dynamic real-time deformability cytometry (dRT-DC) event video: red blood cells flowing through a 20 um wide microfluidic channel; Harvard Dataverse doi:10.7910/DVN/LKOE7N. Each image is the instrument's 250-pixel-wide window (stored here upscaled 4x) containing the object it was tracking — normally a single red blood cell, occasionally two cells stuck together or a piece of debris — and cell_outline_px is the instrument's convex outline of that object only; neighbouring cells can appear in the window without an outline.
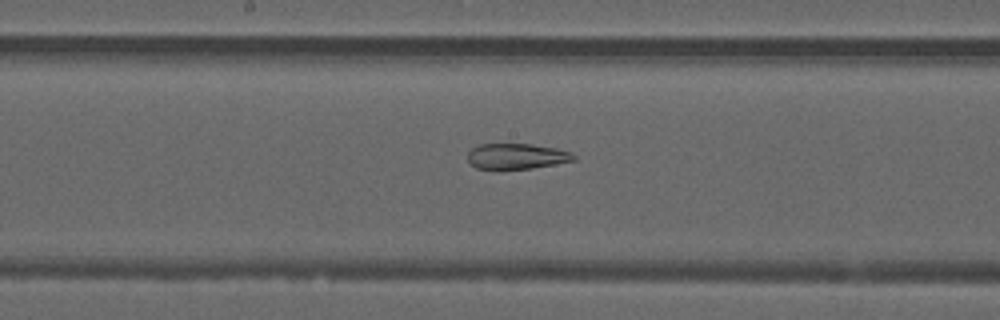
{"species": "common noctule bat (a hibernating species)", "species_latin": "Nyctalus noctula", "temperature_condition": "warm", "stored_images_in_passage": 39, "camera_frame_rate_fps": 3000, "um_per_image_px": 0.085, "animal": {"sex": "male", "forearm_length_mm": 52.5}, "frame": {"image": 1, "passage_image": 15, "time_ms": 4.667, "image_size_px": [1000, 320], "cell_outline_px": [[576, 160], [532, 168], [496, 172], [476, 168], [468, 164], [468, 152], [472, 148], [480, 144], [532, 144], [556, 148], [572, 152], [576, 156]], "centroid_in_image_um": [43.86, 13.32], "position_along_channel_um": 204.3, "area_um2": 16.53}}
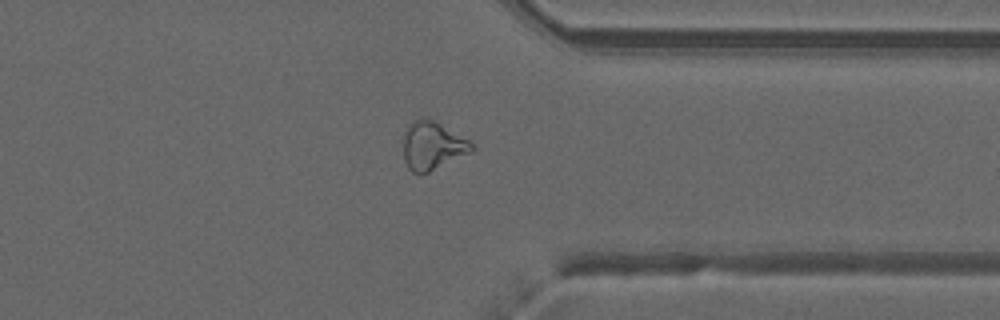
{"frame": {"image": 2, "passage_image": 28, "time_ms": 9.0, "image_size_px": [1000, 320], "cell_outline_px": [[476, 148], [472, 152], [420, 176], [412, 172], [408, 168], [404, 160], [404, 132], [408, 124], [412, 120], [420, 116], [428, 116], [468, 140]], "centroid_in_image_um": [36.73, 12.37], "position_along_channel_um": 374.7, "area_um2": 19.59}}
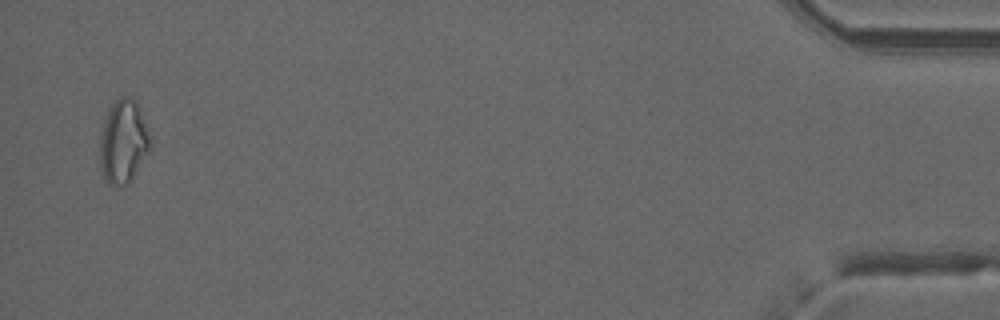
{"frame": {"image": 3, "passage_image": 38, "time_ms": 12.333, "image_size_px": [1000, 320], "cell_outline_px": [[152, 148], [132, 180], [124, 184], [108, 184], [104, 176], [100, 160], [100, 132], [104, 116], [108, 108], [120, 96], [132, 96], [136, 100], [140, 108], [152, 140]], "centroid_in_image_um": [10.51, 11.98], "position_along_channel_um": 424.7, "area_um2": 24.97}, "authors_computed_cell_mechanics": {"area_um2": 19.5942, "velocity_mm_per_s": 4.0205, "shape_relaxation_time_tau1_ms": null, "shape_relaxation_time_tau2_ms": 2.5352, "deformation_change_tau1": null, "deformation_change_tau2": 0.1032}}